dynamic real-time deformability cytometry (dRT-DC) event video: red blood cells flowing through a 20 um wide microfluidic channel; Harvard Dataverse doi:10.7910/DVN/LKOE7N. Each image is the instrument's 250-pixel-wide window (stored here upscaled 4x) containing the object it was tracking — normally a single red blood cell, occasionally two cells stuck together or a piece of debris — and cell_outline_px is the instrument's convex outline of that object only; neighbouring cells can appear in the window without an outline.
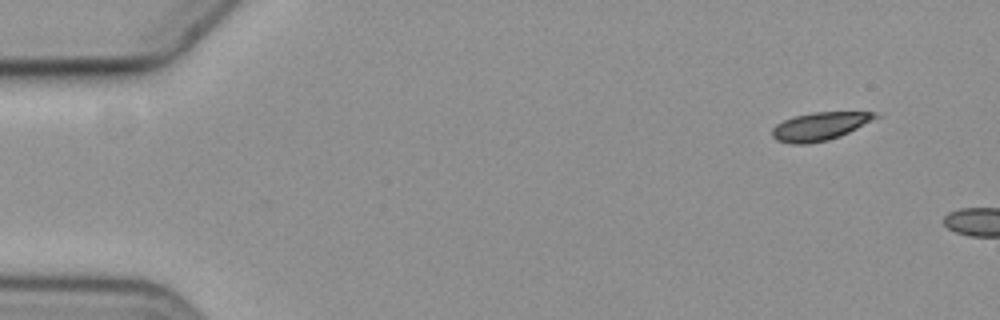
{"species": "common noctule bat (a hibernating species)", "species_latin": "Nyctalus noctula", "temperature_condition": "cold", "stored_images_in_passage": 4, "segment_of_instrument_passage": [2, 2], "camera_frame_rate_fps": 3000, "um_per_image_px": 0.085, "animal": {"sex": "female", "body_mass_g": 19.3, "forearm_length_mm": 54.1}, "frame": {"image": 1, "passage_image": 4, "time_ms": 3.667, "image_size_px": [1000, 320], "cell_outline_px": [[880, 116], [840, 136], [828, 140], [808, 144], [792, 144], [776, 140], [772, 136], [772, 128], [776, 124], [784, 120], [796, 116], [812, 112], [872, 112]], "centroid_in_image_um": [69.63, 10.75], "position_along_channel_um": 15.4, "area_um2": 16.7}}